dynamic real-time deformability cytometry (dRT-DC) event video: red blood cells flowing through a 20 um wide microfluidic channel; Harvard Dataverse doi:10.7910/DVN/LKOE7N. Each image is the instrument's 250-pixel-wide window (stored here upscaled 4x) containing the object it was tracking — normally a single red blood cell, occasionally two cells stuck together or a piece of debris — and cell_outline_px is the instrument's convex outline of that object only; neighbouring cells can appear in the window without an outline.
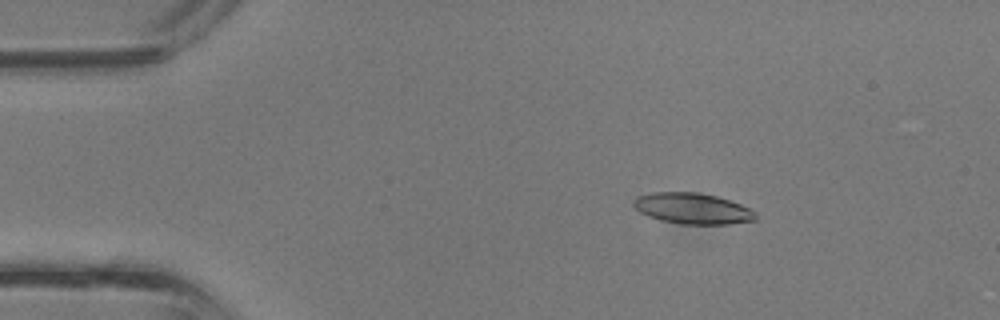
{"species": "common noctule bat (a hibernating species)", "species_latin": "Nyctalus noctula", "temperature_condition": "room temperature", "stored_images_in_passage": 32, "camera_frame_rate_fps": 3000, "um_per_image_px": 0.085, "animal": {"sex": "male", "body_mass_g": 13.3}, "frame": {"image": 1, "passage_image": 1, "time_ms": 0.0, "image_size_px": [1000, 320], "cell_outline_px": [[756, 220], [728, 224], [680, 224], [660, 220], [648, 216], [640, 212], [632, 204], [632, 200], [636, 196], [652, 192], [696, 192], [716, 196], [740, 204], [756, 212]], "centroid_in_image_um": [58.83, 17.72], "position_along_channel_um": 26.2, "area_um2": 22.02}}
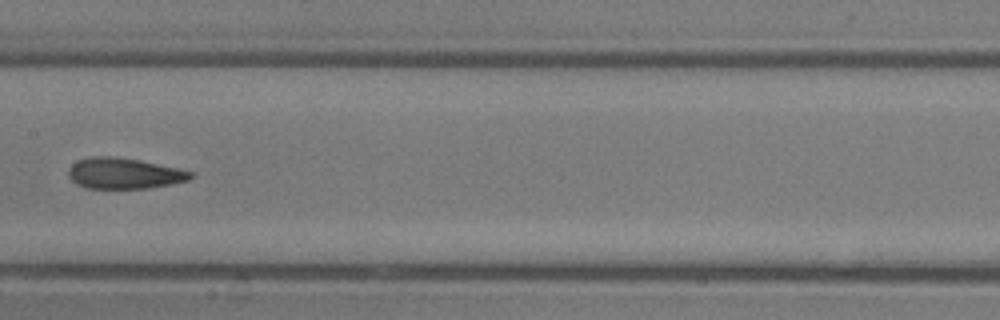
{"frame": {"image": 2, "passage_image": 14, "time_ms": 4.333, "image_size_px": [1000, 320], "cell_outline_px": [[192, 176], [188, 180], [172, 184], [148, 188], [88, 188], [76, 184], [68, 176], [68, 168], [76, 160], [92, 156], [112, 156], [140, 160], [176, 168], [192, 172]], "centroid_in_image_um": [10.49, 14.73], "position_along_channel_um": 196.9, "area_um2": 21.91}}
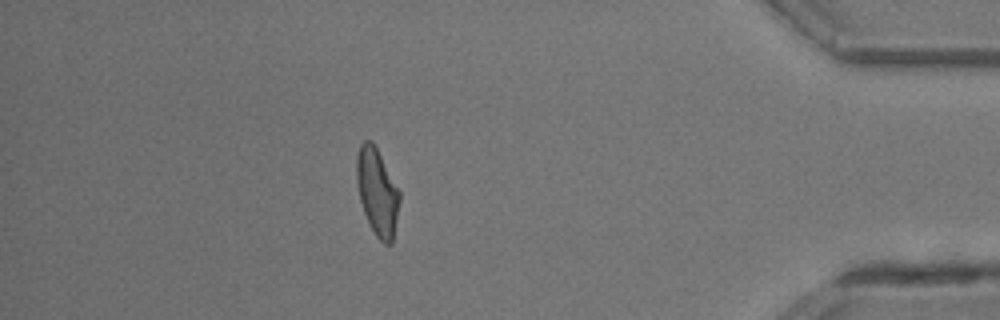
{"frame": {"image": 3, "passage_image": 28, "time_ms": 9.0, "image_size_px": [1000, 320], "cell_outline_px": [[400, 200], [392, 244], [384, 244], [376, 236], [364, 212], [360, 200], [356, 180], [356, 156], [360, 144], [364, 140], [372, 140], [400, 192]], "centroid_in_image_um": [32.05, 16.3], "position_along_channel_um": 403.1, "area_um2": 21.56}}